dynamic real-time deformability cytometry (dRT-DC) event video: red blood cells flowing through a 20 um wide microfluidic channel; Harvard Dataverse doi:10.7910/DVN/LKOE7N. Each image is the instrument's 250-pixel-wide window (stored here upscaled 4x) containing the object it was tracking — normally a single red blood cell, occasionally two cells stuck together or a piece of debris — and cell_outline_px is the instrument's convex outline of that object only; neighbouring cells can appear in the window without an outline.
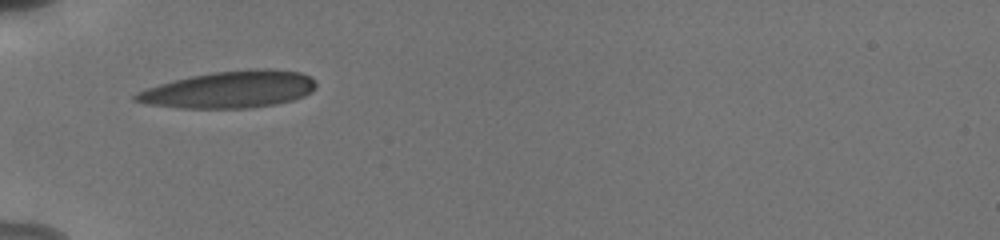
{"species": "human", "species_latin": "Homo sapiens", "temperature_condition": "cold", "stored_images_in_passage": 25, "camera_frame_rate_fps": 3000, "um_per_image_px": 0.085, "donor": {"sex": "male"}, "frame": {"image": 1, "passage_image": 1, "time_ms": 0.0, "image_size_px": [1000, 240], "cell_outline_px": [[316, 88], [312, 92], [304, 96], [292, 100], [276, 104], [248, 108], [180, 108], [148, 104], [132, 100], [132, 96], [136, 92], [160, 84], [192, 76], [212, 72], [256, 68], [268, 68], [300, 72], [308, 76], [316, 84]], "centroid_in_image_um": [19.53, 7.61], "position_along_channel_um": 65.5, "area_um2": 38.73}}
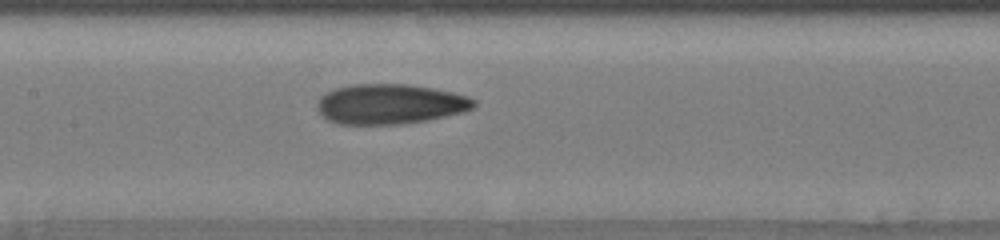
{"frame": {"image": 2, "passage_image": 13, "time_ms": 3.0, "image_size_px": [1000, 240], "cell_outline_px": [[476, 104], [472, 108], [464, 112], [424, 120], [400, 124], [336, 124], [328, 120], [316, 108], [316, 104], [320, 96], [336, 88], [352, 84], [408, 84], [432, 88], [452, 92], [468, 96], [476, 100]], "centroid_in_image_um": [33.13, 8.84], "position_along_channel_um": 174.3, "area_um2": 36.47}}
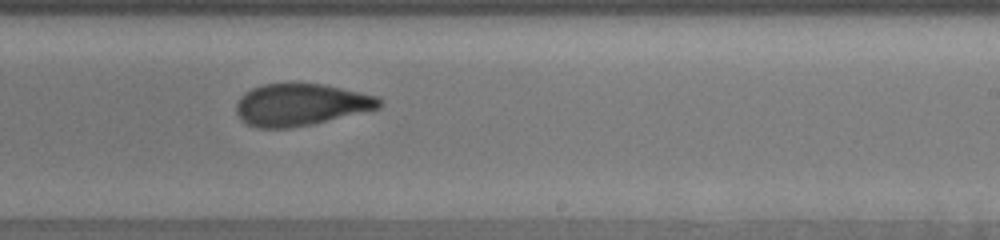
{"frame": {"image": 3, "passage_image": 22, "time_ms": 5.333, "image_size_px": [1000, 240], "cell_outline_px": [[384, 104], [380, 108], [312, 124], [288, 128], [256, 128], [248, 124], [236, 112], [236, 104], [240, 96], [244, 92], [252, 88], [264, 84], [324, 84], [376, 96], [384, 100]], "centroid_in_image_um": [25.58, 8.9], "position_along_channel_um": 263.4, "area_um2": 34.85}}